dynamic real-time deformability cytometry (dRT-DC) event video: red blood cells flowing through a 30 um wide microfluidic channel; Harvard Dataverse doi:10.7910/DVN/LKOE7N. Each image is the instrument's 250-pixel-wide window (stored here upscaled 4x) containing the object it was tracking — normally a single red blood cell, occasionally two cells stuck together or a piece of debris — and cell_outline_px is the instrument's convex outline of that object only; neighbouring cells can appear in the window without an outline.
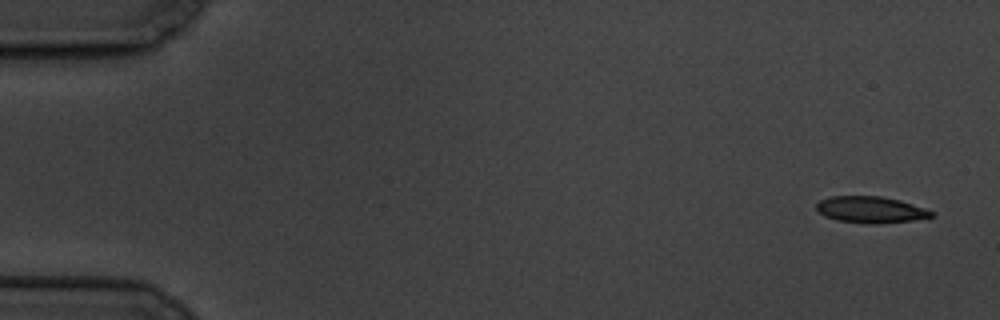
{"species": "common noctule bat (a hibernating species)", "species_latin": "Nyctalus noctula", "temperature_condition": "cold", "stored_images_in_passage": 8, "camera_frame_rate_fps": 3000, "um_per_image_px": 0.085, "animal": {"sex": "male", "body_mass_g": 19.5, "forearm_length_mm": 54.6}, "frame": {"image": 1, "passage_image": 1, "time_ms": 0.0, "image_size_px": [1000, 320], "cell_outline_px": [[936, 216], [912, 220], [880, 224], [868, 224], [836, 220], [824, 216], [816, 208], [816, 204], [820, 200], [832, 196], [880, 196], [900, 200], [936, 212]], "centroid_in_image_um": [74.03, 17.83], "position_along_channel_um": 11.0, "area_um2": 17.86}}
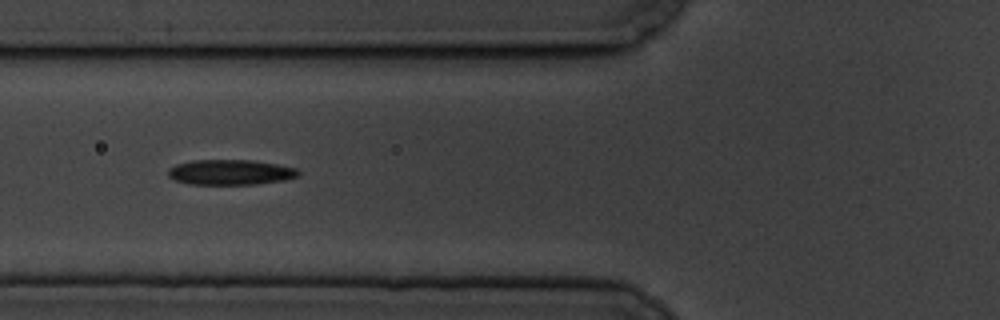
{"frame": {"image": 2, "passage_image": 7, "time_ms": 6.667, "image_size_px": [1000, 320], "cell_outline_px": [[300, 176], [284, 180], [256, 184], [188, 184], [176, 180], [168, 176], [168, 168], [176, 164], [192, 160], [252, 160], [276, 164], [296, 168], [300, 172]], "centroid_in_image_um": [19.59, 14.64], "position_along_channel_um": 106.2, "area_um2": 19.19}}
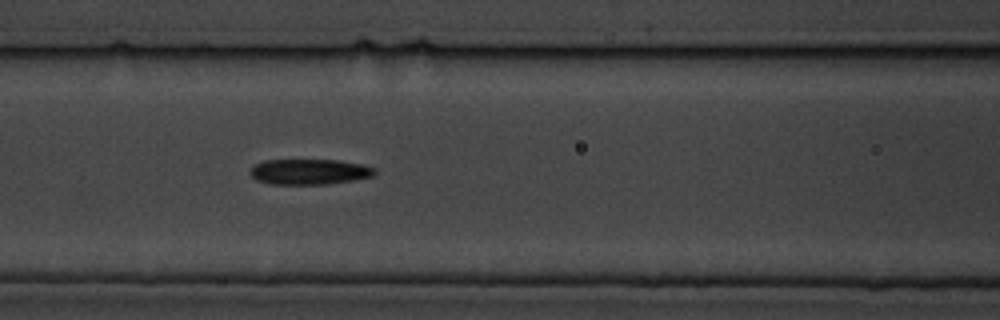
{"frame": {"image": 3, "passage_image": 8, "time_ms": 7.667, "image_size_px": [1000, 320], "cell_outline_px": [[376, 172], [372, 176], [352, 180], [324, 184], [272, 184], [256, 180], [248, 172], [256, 164], [264, 160], [340, 160], [360, 164], [376, 168]], "centroid_in_image_um": [26.28, 14.59], "position_along_channel_um": 140.3, "area_um2": 18.38}}